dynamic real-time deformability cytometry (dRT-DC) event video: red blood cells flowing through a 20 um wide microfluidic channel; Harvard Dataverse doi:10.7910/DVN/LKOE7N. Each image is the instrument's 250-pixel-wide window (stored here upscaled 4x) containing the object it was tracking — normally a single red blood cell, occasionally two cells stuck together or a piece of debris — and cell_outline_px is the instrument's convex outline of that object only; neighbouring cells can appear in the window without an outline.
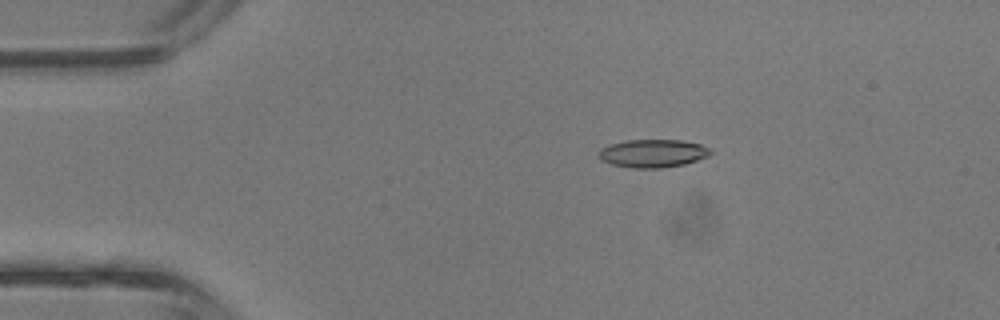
{"species": "common noctule bat (a hibernating species)", "species_latin": "Nyctalus noctula", "temperature_condition": "room temperature", "stored_images_in_passage": 3, "camera_frame_rate_fps": 3000, "um_per_image_px": 0.085, "animal": {"sex": "male", "body_mass_g": 13.3}, "frame": {"image": 1, "passage_image": 2, "time_ms": 0.333, "image_size_px": [1000, 320], "cell_outline_px": [[712, 152], [708, 156], [684, 164], [660, 168], [632, 168], [612, 164], [600, 160], [596, 156], [596, 152], [600, 148], [608, 144], [628, 140], [680, 140], [700, 144], [708, 148]], "centroid_in_image_um": [55.41, 13.03], "position_along_channel_um": 29.6, "area_um2": 18.38}}